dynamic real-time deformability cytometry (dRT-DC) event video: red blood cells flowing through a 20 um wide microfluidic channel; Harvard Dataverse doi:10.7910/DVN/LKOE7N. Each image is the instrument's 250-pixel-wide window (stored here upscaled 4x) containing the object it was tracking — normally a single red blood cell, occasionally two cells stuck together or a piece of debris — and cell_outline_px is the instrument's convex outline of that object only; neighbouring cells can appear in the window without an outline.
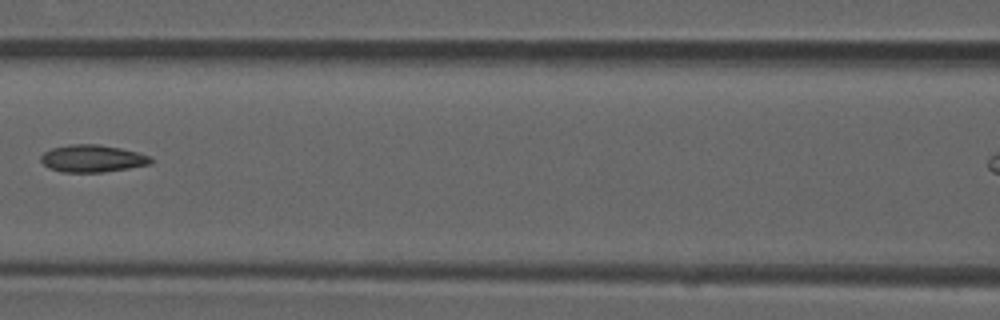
{"species": "common noctule bat (a hibernating species)", "species_latin": "Nyctalus noctula", "temperature_condition": "room temperature", "stored_images_in_passage": 5, "segment_of_instrument_passage": [1, 2], "camera_frame_rate_fps": 3000, "um_per_image_px": 0.085, "animal": {"sex": "male", "forearm_length_mm": 52.5}, "frame": {"image": 1, "passage_image": 4, "time_ms": 1.0, "image_size_px": [1000, 320], "cell_outline_px": [[152, 164], [104, 172], [60, 172], [48, 168], [40, 160], [40, 156], [44, 152], [52, 148], [68, 144], [96, 144], [120, 148], [136, 152], [148, 156], [152, 160]], "centroid_in_image_um": [7.81, 13.48], "position_along_channel_um": 158.8, "area_um2": 17.46}}